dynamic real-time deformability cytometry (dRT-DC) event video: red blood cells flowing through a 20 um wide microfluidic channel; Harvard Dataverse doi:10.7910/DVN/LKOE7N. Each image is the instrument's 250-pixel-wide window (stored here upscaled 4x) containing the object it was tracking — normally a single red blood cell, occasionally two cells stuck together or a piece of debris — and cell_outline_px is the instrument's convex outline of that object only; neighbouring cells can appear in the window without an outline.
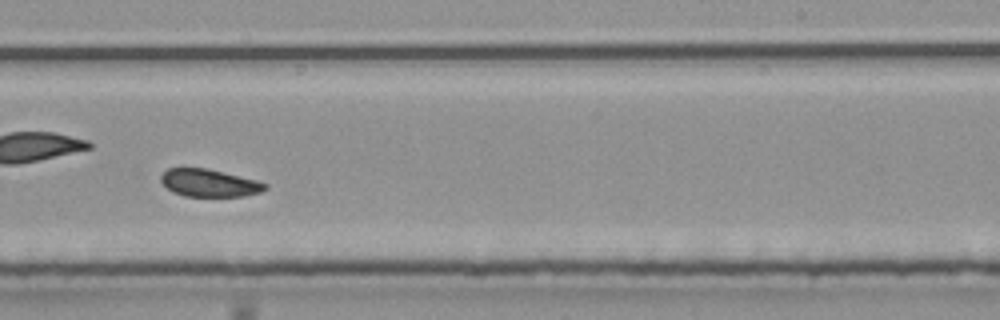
{"species": "common noctule bat (a hibernating species)", "species_latin": "Nyctalus noctula", "temperature_condition": "room temperature", "stored_images_in_passage": 50, "camera_frame_rate_fps": 3000, "um_per_image_px": 0.085, "animal": {"sex": "male", "body_mass_g": 20.4}, "frame": {"image": 1, "passage_image": 29, "time_ms": 9.333, "image_size_px": [1000, 320], "cell_outline_px": [[268, 188], [260, 192], [244, 196], [184, 196], [172, 192], [160, 180], [160, 176], [168, 168], [208, 168], [256, 180], [268, 184]], "centroid_in_image_um": [17.79, 15.55], "position_along_channel_um": 271.2, "area_um2": 16.7}}
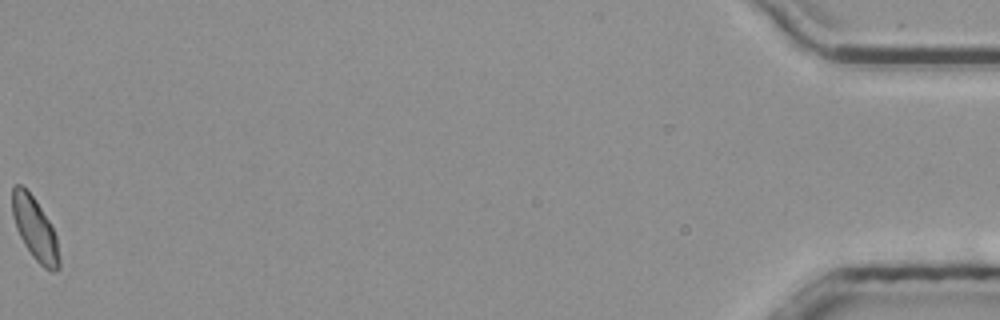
{"frame": {"image": 2, "passage_image": 50, "time_ms": 16.333, "image_size_px": [1000, 320], "cell_outline_px": [[60, 268], [56, 272], [52, 272], [44, 268], [32, 256], [24, 244], [16, 228], [12, 216], [12, 188], [16, 184], [20, 184], [36, 200], [48, 220], [56, 236], [60, 260]], "centroid_in_image_um": [2.97, 19.48], "position_along_channel_um": 432.2, "area_um2": 17.05}}